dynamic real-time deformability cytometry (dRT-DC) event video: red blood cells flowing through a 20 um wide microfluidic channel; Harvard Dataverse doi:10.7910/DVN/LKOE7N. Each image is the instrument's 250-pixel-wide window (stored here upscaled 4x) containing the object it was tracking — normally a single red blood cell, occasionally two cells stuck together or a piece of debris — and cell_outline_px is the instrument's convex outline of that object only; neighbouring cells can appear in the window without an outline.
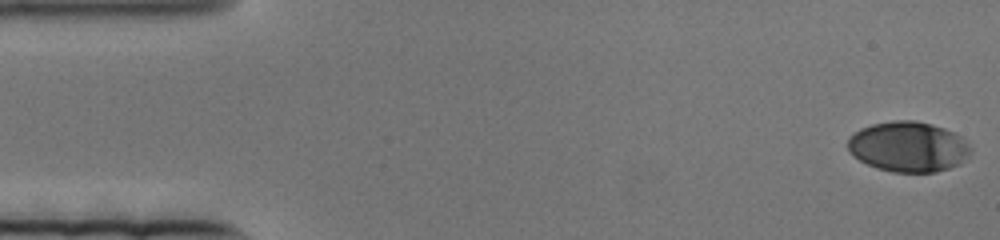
{"species": "human", "species_latin": "Homo sapiens", "temperature_condition": "cold", "stored_images_in_passage": 79, "camera_frame_rate_fps": 3000, "um_per_image_px": 0.085, "donor": {"sex": "female"}, "frame": {"image": 1, "passage_image": 1, "time_ms": 0.0, "image_size_px": [1000, 240], "cell_outline_px": [[972, 152], [960, 164], [936, 172], [892, 172], [876, 168], [860, 160], [848, 152], [848, 136], [860, 128], [872, 124], [896, 120], [916, 120], [932, 124], [944, 128], [960, 136], [972, 148]], "centroid_in_image_um": [77.19, 12.47], "position_along_channel_um": 7.8, "area_um2": 36.18}}
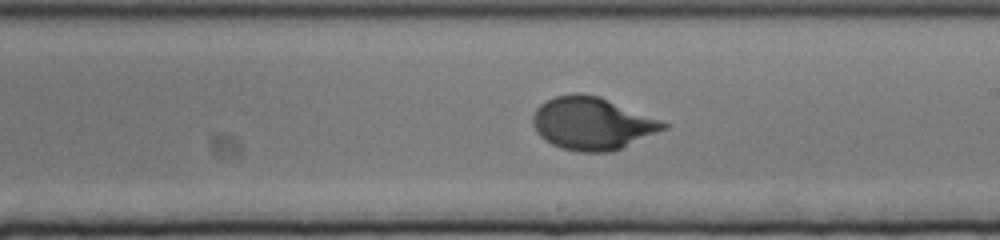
{"frame": {"image": 2, "passage_image": 46, "time_ms": 15.0, "image_size_px": [1000, 240], "cell_outline_px": [[672, 124], [668, 128], [612, 152], [576, 152], [560, 148], [544, 140], [536, 132], [532, 124], [532, 116], [536, 108], [540, 104], [556, 96], [572, 92], [580, 92], [600, 96]], "centroid_in_image_um": [50.34, 10.49], "position_along_channel_um": 238.7, "area_um2": 40.52}}
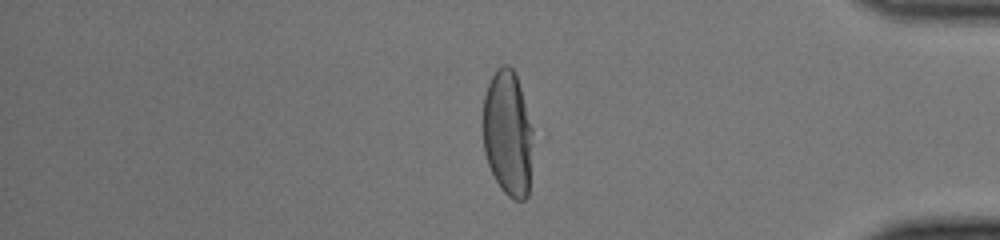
{"frame": {"image": 3, "passage_image": 69, "time_ms": 22.667, "image_size_px": [1000, 240], "cell_outline_px": [[532, 144], [528, 196], [524, 200], [516, 200], [508, 196], [500, 188], [488, 164], [484, 152], [480, 124], [484, 96], [488, 84], [496, 68], [504, 64], [508, 64], [512, 68], [516, 76], [520, 88], [532, 128]], "centroid_in_image_um": [43.11, 11.33], "position_along_channel_um": 392.1, "area_um2": 36.99}}